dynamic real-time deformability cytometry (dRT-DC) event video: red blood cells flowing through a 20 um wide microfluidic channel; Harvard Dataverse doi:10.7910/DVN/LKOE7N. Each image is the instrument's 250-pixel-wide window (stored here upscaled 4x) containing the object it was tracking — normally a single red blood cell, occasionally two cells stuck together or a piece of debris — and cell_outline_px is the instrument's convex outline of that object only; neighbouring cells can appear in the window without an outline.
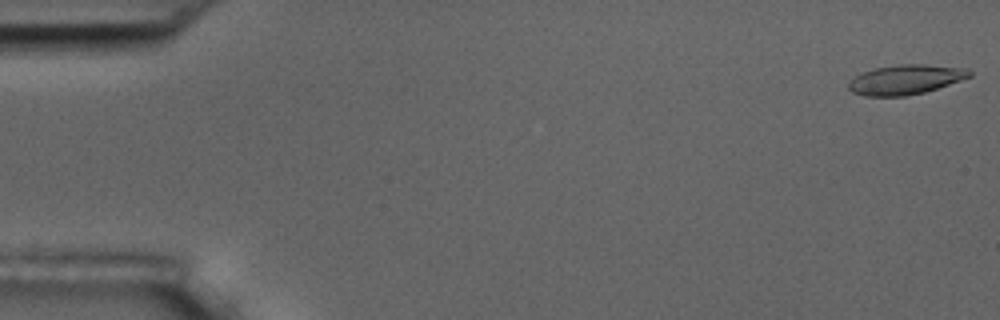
{"species": "common noctule bat (a hibernating species)", "species_latin": "Nyctalus noctula", "temperature_condition": "room temperature", "stored_images_in_passage": 15, "camera_frame_rate_fps": 3000, "um_per_image_px": 0.085, "animal": {"sex": "male", "body_mass_g": 17.5, "forearm_length_mm": 52.3}, "frame": {"image": 1, "passage_image": 1, "time_ms": 0.0, "image_size_px": [1000, 320], "cell_outline_px": [[972, 76], [924, 92], [904, 96], [864, 96], [852, 92], [848, 88], [848, 80], [872, 68], [900, 64], [924, 64], [968, 68], [972, 72]], "centroid_in_image_um": [76.95, 6.75], "position_along_channel_um": 8.0, "area_um2": 20.92}}
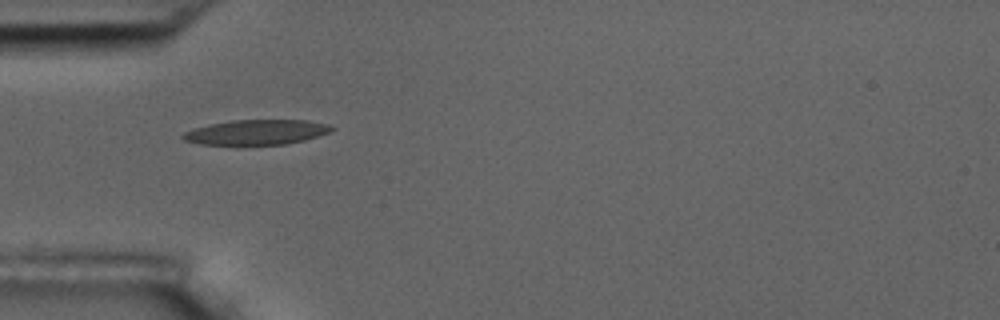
{"frame": {"image": 2, "passage_image": 5, "time_ms": 5.333, "image_size_px": [1000, 320], "cell_outline_px": [[336, 128], [328, 132], [304, 140], [288, 144], [200, 144], [184, 140], [180, 136], [184, 132], [208, 124], [232, 120], [308, 120], [328, 124]], "centroid_in_image_um": [21.8, 11.23], "position_along_channel_um": 63.2, "area_um2": 21.44}}
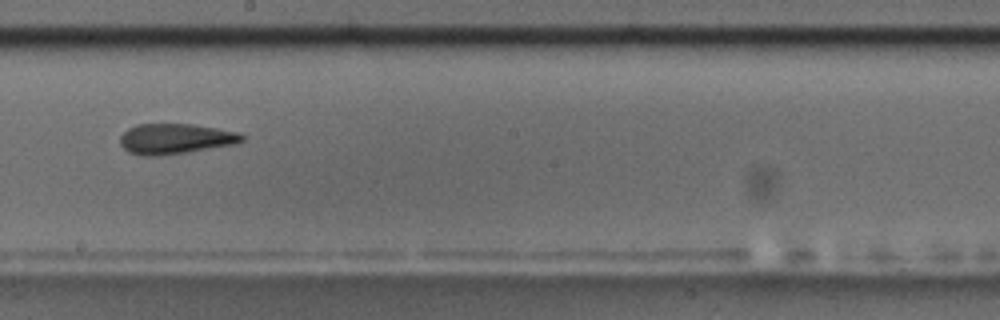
{"frame": {"image": 3, "passage_image": 9, "time_ms": 10.0, "image_size_px": [1000, 320], "cell_outline_px": [[244, 140], [236, 144], [160, 156], [140, 156], [128, 152], [120, 144], [120, 136], [128, 128], [136, 124], [192, 124], [240, 132], [244, 136]], "centroid_in_image_um": [14.89, 11.8], "position_along_channel_um": 233.3, "area_um2": 21.68}, "authors_computed_cell_mechanics": {"area_um2": 21.4438, "velocity_mm_per_s": 3.6751, "shape_relaxation_time_tau1_ms": null, "shape_relaxation_time_tau2_ms": 2.3928, "deformation_change_tau1": null, "deformation_change_tau2": 0.0964}}